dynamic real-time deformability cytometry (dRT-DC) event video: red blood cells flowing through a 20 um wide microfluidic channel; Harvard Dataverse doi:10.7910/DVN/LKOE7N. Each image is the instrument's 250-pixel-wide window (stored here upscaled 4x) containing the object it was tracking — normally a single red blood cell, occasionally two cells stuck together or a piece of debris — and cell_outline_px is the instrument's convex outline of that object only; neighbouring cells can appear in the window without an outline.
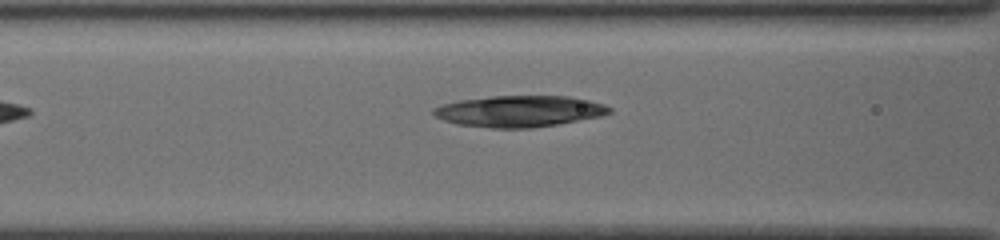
{"species": "common noctule bat (a hibernating species)", "species_latin": "Nyctalus noctula", "temperature_condition": "cold", "stored_images_in_passage": 8, "camera_frame_rate_fps": 3000, "um_per_image_px": 0.085, "animal": {"sex": "female", "body_mass_g": 19.5, "forearm_length_mm": 54.1}, "frame": {"image": 1, "passage_image": 6, "time_ms": 1.667, "image_size_px": [1000, 240], "cell_outline_px": [[612, 112], [600, 116], [556, 124], [532, 128], [492, 128], [456, 124], [444, 120], [436, 116], [432, 112], [432, 108], [444, 104], [460, 100], [492, 96], [568, 96], [588, 100], [604, 104], [612, 108]], "centroid_in_image_um": [44.14, 9.45], "position_along_channel_um": 122.5, "area_um2": 31.91}}